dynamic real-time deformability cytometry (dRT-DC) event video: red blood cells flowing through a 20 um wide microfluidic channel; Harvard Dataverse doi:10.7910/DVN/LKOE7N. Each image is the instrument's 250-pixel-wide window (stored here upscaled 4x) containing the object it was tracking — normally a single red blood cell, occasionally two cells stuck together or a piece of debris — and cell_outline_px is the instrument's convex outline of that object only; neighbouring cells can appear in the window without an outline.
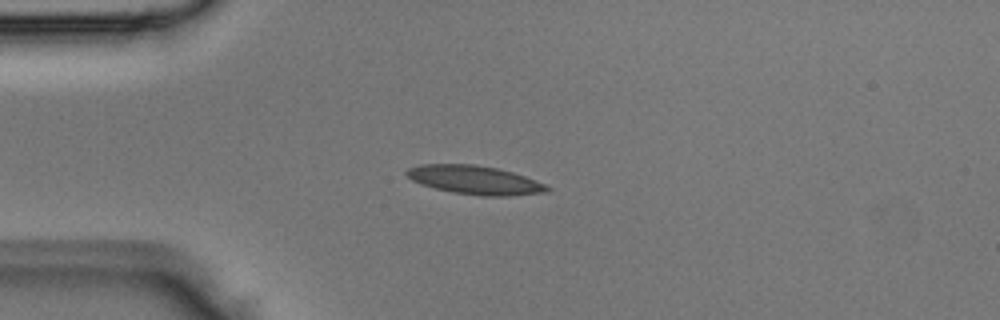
{"species": "Egyptian fruit bat (a non-hibernating species)", "species_latin": "Rousettus aegyptiacus", "temperature_condition": "room temperature", "stored_images_in_passage": 1, "camera_frame_rate_fps": 3000, "um_per_image_px": 0.085, "animal": {"sex": "male"}, "frame": {"image": 1, "passage_image": 1, "time_ms": 0.0, "image_size_px": [1000, 320], "cell_outline_px": [[552, 188], [548, 192], [508, 196], [480, 196], [456, 192], [436, 188], [420, 184], [412, 180], [404, 172], [408, 168], [420, 164], [472, 164], [496, 168], [512, 172], [524, 176], [544, 184]], "centroid_in_image_um": [40.35, 15.3], "position_along_channel_um": 44.6, "area_um2": 23.29}}